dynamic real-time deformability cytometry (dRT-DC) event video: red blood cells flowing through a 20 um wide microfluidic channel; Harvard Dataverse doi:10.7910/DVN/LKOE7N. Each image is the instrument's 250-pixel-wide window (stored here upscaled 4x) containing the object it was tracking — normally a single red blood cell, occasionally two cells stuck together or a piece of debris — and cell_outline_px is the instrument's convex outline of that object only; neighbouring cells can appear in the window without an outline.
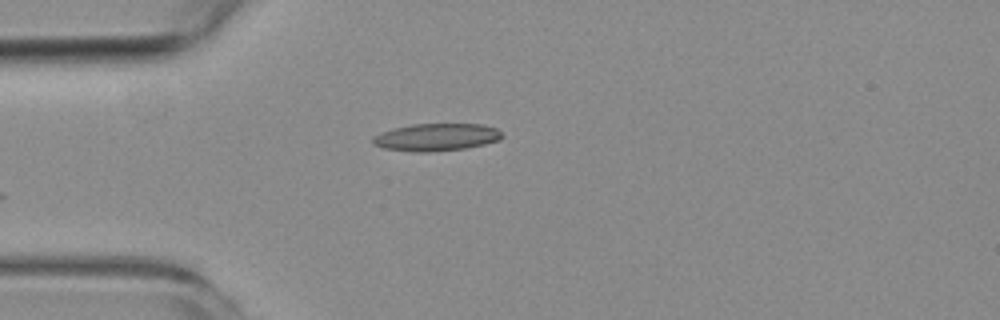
{"species": "common noctule bat (a hibernating species)", "species_latin": "Nyctalus noctula", "temperature_condition": "room temperature", "stored_images_in_passage": 2, "camera_frame_rate_fps": 3000, "um_per_image_px": 0.085, "animal": {"sex": "female", "body_mass_g": 19.3, "forearm_length_mm": 54.1}, "frame": {"image": 1, "passage_image": 2, "time_ms": 1.0, "image_size_px": [1000, 320], "cell_outline_px": [[504, 136], [500, 140], [484, 144], [464, 148], [428, 152], [416, 152], [384, 148], [372, 144], [372, 136], [392, 128], [412, 124], [484, 124], [496, 128]], "centroid_in_image_um": [37.08, 11.65], "position_along_channel_um": 47.9, "area_um2": 20.69}}